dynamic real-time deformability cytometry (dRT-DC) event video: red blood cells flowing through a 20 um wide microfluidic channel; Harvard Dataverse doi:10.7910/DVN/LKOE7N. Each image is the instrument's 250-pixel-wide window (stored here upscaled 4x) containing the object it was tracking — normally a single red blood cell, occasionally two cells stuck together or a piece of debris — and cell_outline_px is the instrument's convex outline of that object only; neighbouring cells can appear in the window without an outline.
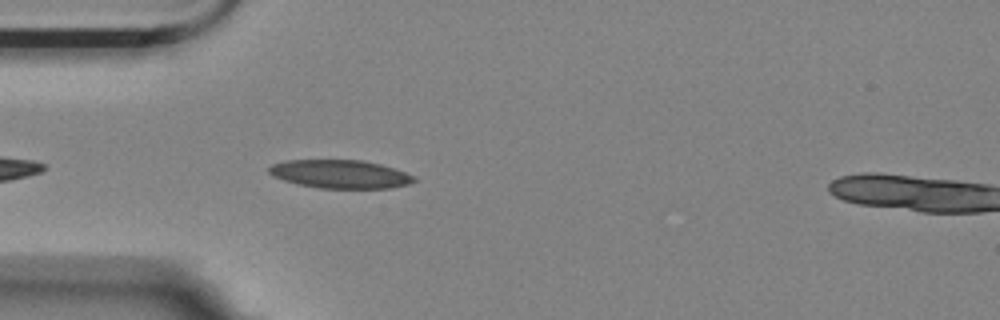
{"species": "Egyptian fruit bat (a non-hibernating species)", "species_latin": "Rousettus aegyptiacus", "temperature_condition": "room temperature", "stored_images_in_passage": 27, "camera_frame_rate_fps": 3000, "um_per_image_px": 0.085, "animal": {"sex": "female"}, "frame": {"image": 1, "passage_image": 3, "time_ms": 0.667, "image_size_px": [1000, 320], "cell_outline_px": [[416, 180], [408, 184], [392, 188], [320, 188], [296, 184], [272, 176], [268, 172], [268, 168], [272, 164], [288, 160], [360, 160], [380, 164], [416, 176]], "centroid_in_image_um": [28.89, 14.8], "position_along_channel_um": 56.1, "area_um2": 23.93}}
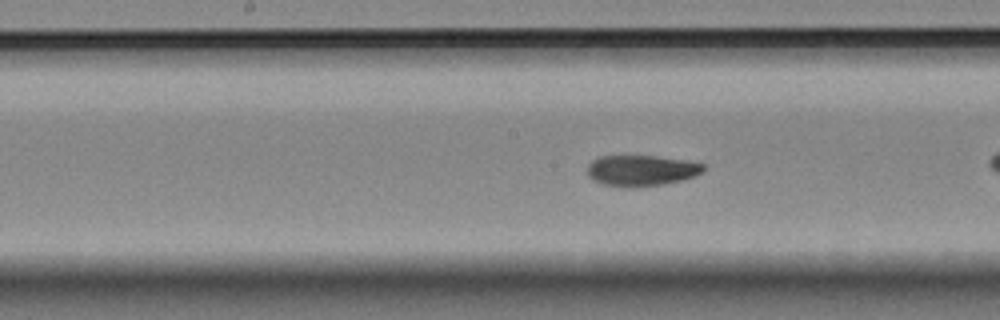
{"frame": {"image": 2, "passage_image": 12, "time_ms": 3.667, "image_size_px": [1000, 320], "cell_outline_px": [[704, 172], [696, 176], [684, 180], [664, 184], [628, 188], [624, 188], [604, 184], [592, 180], [588, 176], [588, 164], [592, 160], [600, 156], [656, 156], [688, 160], [704, 164]], "centroid_in_image_um": [54.54, 14.5], "position_along_channel_um": 193.7, "area_um2": 21.21}}
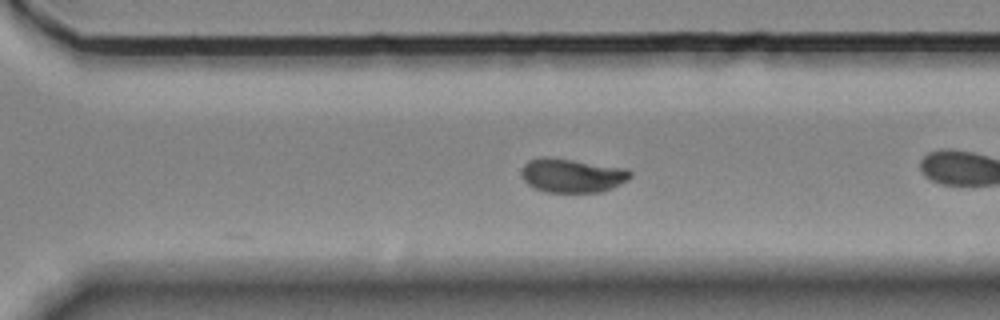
{"frame": {"image": 3, "passage_image": 23, "time_ms": 7.333, "image_size_px": [1000, 320], "cell_outline_px": [[632, 176], [628, 180], [612, 188], [600, 192], [544, 192], [528, 184], [524, 180], [520, 172], [524, 164], [528, 160], [540, 156], [548, 156], [624, 168], [632, 172]], "centroid_in_image_um": [48.6, 14.9], "position_along_channel_um": 322.0, "area_um2": 21.62}, "authors_computed_cell_mechanics": {"area_um2": 21.6172, "velocity_mm_per_s": 3.5048, "shape_relaxation_time_tau1_ms": 6.0966, "shape_relaxation_time_tau2_ms": null, "deformation_change_tau1": 0.1722, "deformation_change_tau2": null}}